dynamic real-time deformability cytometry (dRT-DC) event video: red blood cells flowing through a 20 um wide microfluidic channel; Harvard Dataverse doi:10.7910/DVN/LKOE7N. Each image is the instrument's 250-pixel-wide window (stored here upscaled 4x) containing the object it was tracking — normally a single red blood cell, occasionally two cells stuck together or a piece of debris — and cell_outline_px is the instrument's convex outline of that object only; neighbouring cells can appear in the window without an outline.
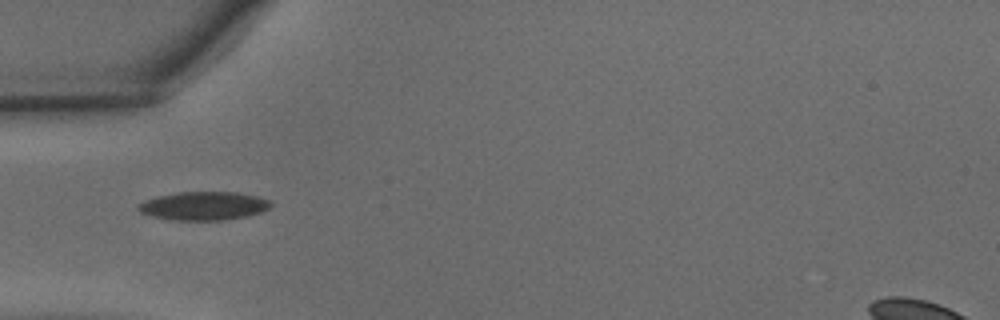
{"species": "common noctule bat (a hibernating species)", "species_latin": "Nyctalus noctula", "temperature_condition": "warm", "stored_images_in_passage": 30, "camera_frame_rate_fps": 3000, "um_per_image_px": 0.085, "animal": {"sex": "male", "body_mass_g": 15.6}, "frame": {"image": 1, "passage_image": 1, "time_ms": 0.0, "image_size_px": [1000, 320], "cell_outline_px": [[272, 204], [268, 208], [260, 212], [248, 216], [224, 220], [172, 220], [152, 216], [140, 212], [136, 208], [136, 204], [144, 200], [160, 196], [180, 192], [236, 192], [256, 196], [268, 200]], "centroid_in_image_um": [17.28, 17.5], "position_along_channel_um": 67.7, "area_um2": 21.91}}
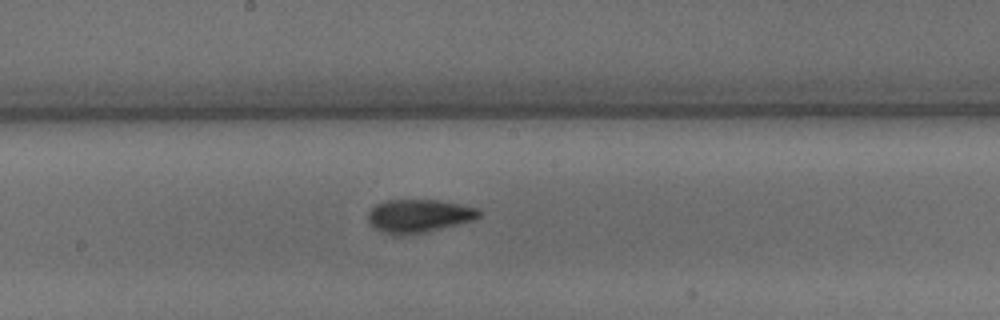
{"frame": {"image": 2, "passage_image": 11, "time_ms": 3.333, "image_size_px": [1000, 320], "cell_outline_px": [[480, 216], [472, 220], [428, 232], [404, 236], [392, 236], [380, 232], [372, 228], [368, 224], [368, 212], [376, 204], [384, 200], [436, 200], [480, 208]], "centroid_in_image_um": [35.52, 18.38], "position_along_channel_um": 212.7, "area_um2": 21.91}}
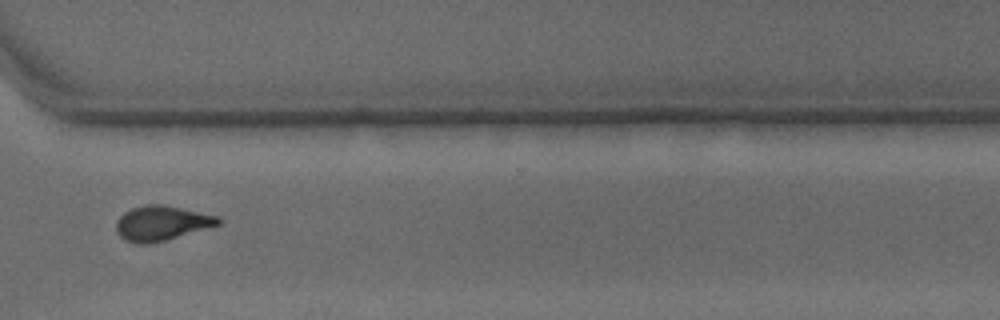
{"frame": {"image": 3, "passage_image": 21, "time_ms": 6.667, "image_size_px": [1000, 320], "cell_outline_px": [[224, 220], [220, 224], [164, 240], [148, 244], [136, 244], [124, 240], [116, 232], [116, 220], [124, 212], [132, 208], [148, 204], [164, 204], [216, 216]], "centroid_in_image_um": [13.68, 18.97], "position_along_channel_um": 356.9, "area_um2": 20.52}, "authors_computed_cell_mechanics": {"area_um2": 20.7791, "velocity_mm_per_s": 4.3301, "shape_relaxation_time_tau1_ms": 4.8031, "shape_relaxation_time_tau2_ms": 2.8544, "deformation_change_tau1": 0.1648, "deformation_change_tau2": 0.0911}}